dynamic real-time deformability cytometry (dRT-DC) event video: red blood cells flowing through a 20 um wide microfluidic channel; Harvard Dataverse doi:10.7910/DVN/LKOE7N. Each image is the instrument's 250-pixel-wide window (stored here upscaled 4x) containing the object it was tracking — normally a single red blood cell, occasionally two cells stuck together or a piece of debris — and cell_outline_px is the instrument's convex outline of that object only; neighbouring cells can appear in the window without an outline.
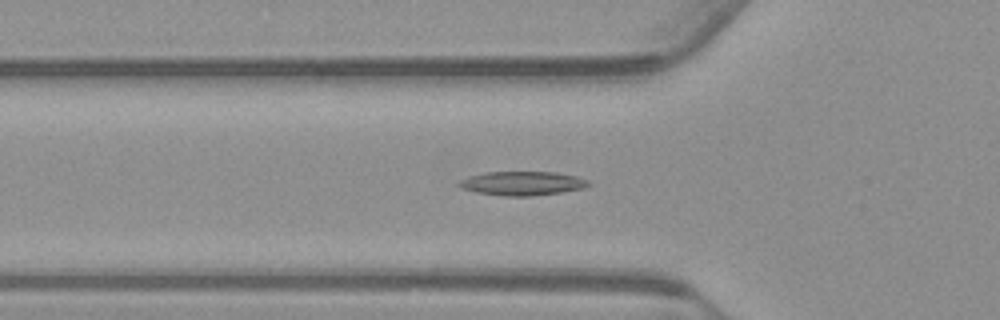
{"species": "common noctule bat (a hibernating species)", "species_latin": "Nyctalus noctula", "temperature_condition": "warm", "stored_images_in_passage": 53, "camera_frame_rate_fps": 3000, "um_per_image_px": 0.085, "animal": {"sex": "male", "body_mass_g": 23.1, "forearm_length_mm": 52.7}, "frame": {"image": 1, "passage_image": 17, "time_ms": 5.333, "image_size_px": [1000, 320], "cell_outline_px": [[592, 184], [584, 188], [560, 192], [532, 196], [504, 196], [476, 192], [464, 188], [456, 184], [460, 180], [484, 172], [552, 172], [576, 176], [588, 180]], "centroid_in_image_um": [44.42, 15.58], "position_along_channel_um": 81.4, "area_um2": 17.92}}
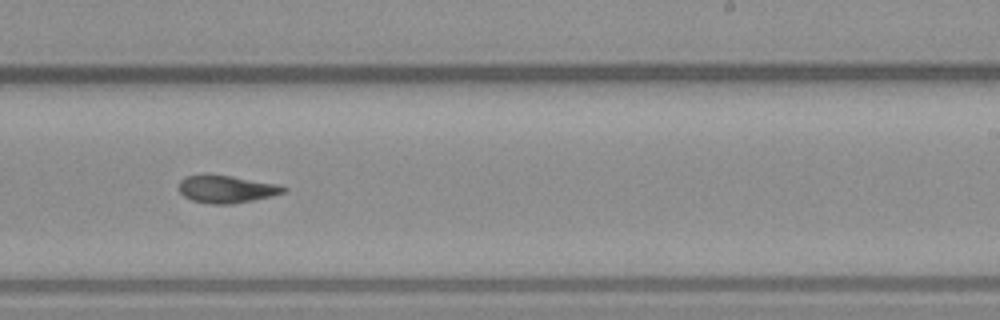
{"frame": {"image": 2, "passage_image": 32, "time_ms": 10.333, "image_size_px": [1000, 320], "cell_outline_px": [[288, 188], [284, 192], [252, 200], [232, 204], [212, 204], [192, 200], [184, 196], [176, 188], [180, 180], [188, 176], [232, 176], [280, 184]], "centroid_in_image_um": [19.24, 16.08], "position_along_channel_um": 269.8, "area_um2": 16.47}}
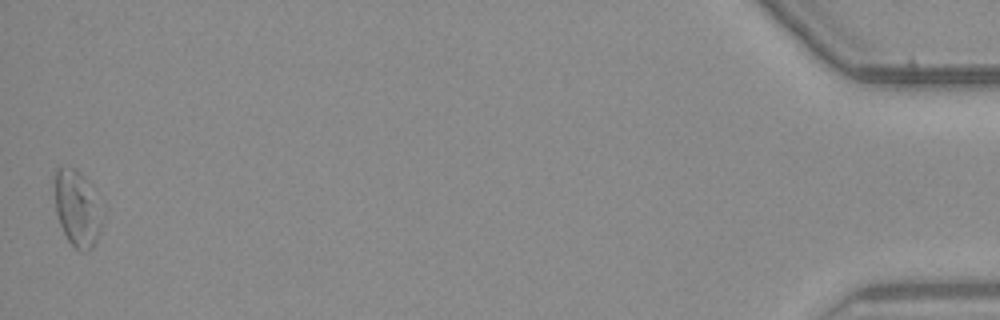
{"frame": {"image": 3, "passage_image": 53, "time_ms": 17.333, "image_size_px": [1000, 320], "cell_outline_px": [[104, 216], [100, 232], [92, 248], [88, 252], [80, 252], [68, 240], [60, 224], [56, 212], [52, 176], [56, 168], [76, 168], [84, 176]], "centroid_in_image_um": [6.53, 17.72], "position_along_channel_um": 428.7, "area_um2": 21.27}, "authors_computed_cell_mechanics": {"area_um2": 17.34, "velocity_mm_per_s": 3.7564, "shape_relaxation_time_tau1_ms": 6.9374, "shape_relaxation_time_tau2_ms": 8.3635, "deformation_change_tau1": 0.1772, "deformation_change_tau2": 0.1593}}